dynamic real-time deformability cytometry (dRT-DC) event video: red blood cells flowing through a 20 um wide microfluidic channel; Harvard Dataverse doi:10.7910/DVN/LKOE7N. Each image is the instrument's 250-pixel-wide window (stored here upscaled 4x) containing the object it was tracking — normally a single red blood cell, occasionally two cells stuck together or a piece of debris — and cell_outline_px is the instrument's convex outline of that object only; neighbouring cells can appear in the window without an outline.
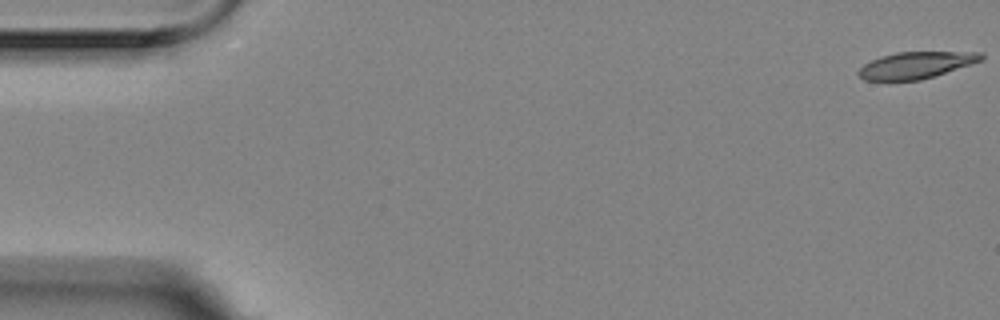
{"species": "Egyptian fruit bat (a non-hibernating species)", "species_latin": "Rousettus aegyptiacus", "temperature_condition": "room temperature", "stored_images_in_passage": 5, "camera_frame_rate_fps": 3000, "um_per_image_px": 0.085, "animal": {"sex": "female"}, "frame": {"image": 1, "passage_image": 1, "time_ms": 0.0, "image_size_px": [1000, 320], "cell_outline_px": [[984, 60], [920, 80], [864, 80], [856, 72], [864, 64], [880, 56], [896, 52], [984, 52]], "centroid_in_image_um": [77.87, 5.52], "position_along_channel_um": 7.1, "area_um2": 18.96}}
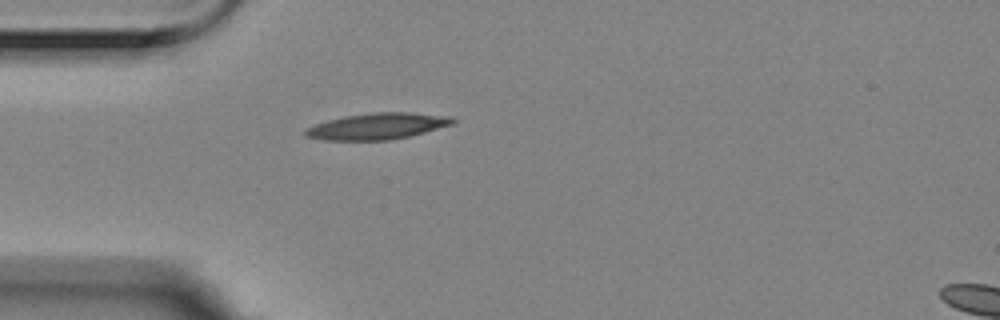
{"frame": {"image": 2, "passage_image": 5, "time_ms": 1.333, "image_size_px": [1000, 320], "cell_outline_px": [[456, 120], [452, 124], [424, 132], [408, 136], [388, 140], [324, 140], [304, 136], [304, 128], [328, 120], [344, 116], [372, 112], [408, 112], [452, 116]], "centroid_in_image_um": [32.05, 10.72], "position_along_channel_um": 52.9, "area_um2": 22.54}}